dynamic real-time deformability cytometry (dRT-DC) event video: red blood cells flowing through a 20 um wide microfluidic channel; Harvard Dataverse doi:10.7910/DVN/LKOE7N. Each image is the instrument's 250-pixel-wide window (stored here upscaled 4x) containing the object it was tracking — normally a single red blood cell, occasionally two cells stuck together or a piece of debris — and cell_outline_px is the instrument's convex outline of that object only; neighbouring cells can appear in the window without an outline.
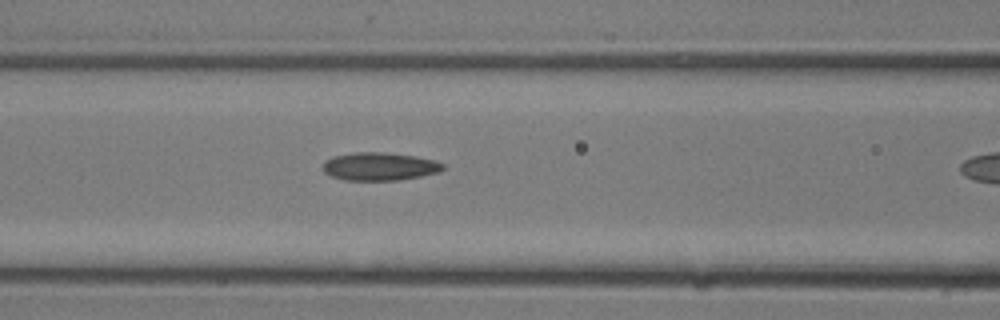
{"species": "common noctule bat (a hibernating species)", "species_latin": "Nyctalus noctula", "temperature_condition": "room temperature", "stored_images_in_passage": 7, "camera_frame_rate_fps": 3000, "um_per_image_px": 0.085, "animal": {"sex": "male", "body_mass_g": 13.3}, "frame": {"image": 1, "passage_image": 6, "time_ms": 1.667, "image_size_px": [1000, 320], "cell_outline_px": [[444, 168], [440, 172], [420, 176], [396, 180], [344, 180], [332, 176], [324, 172], [324, 164], [332, 156], [356, 152], [384, 152], [416, 156], [436, 160], [444, 164]], "centroid_in_image_um": [32.3, 14.14], "position_along_channel_um": 134.3, "area_um2": 19.54}}